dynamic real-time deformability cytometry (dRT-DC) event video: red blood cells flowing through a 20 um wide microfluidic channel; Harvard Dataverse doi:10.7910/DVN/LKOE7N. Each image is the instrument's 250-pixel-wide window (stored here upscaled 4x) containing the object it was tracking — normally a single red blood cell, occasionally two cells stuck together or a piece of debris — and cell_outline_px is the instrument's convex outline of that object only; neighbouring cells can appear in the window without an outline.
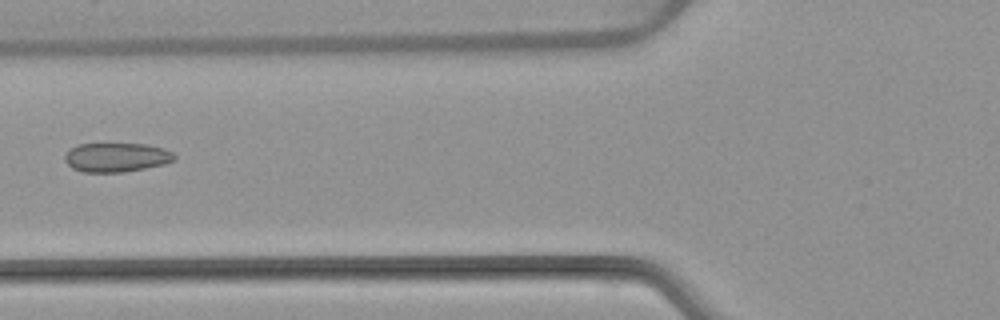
{"species": "common noctule bat (a hibernating species)", "species_latin": "Nyctalus noctula", "temperature_condition": "warm", "stored_images_in_passage": 6, "camera_frame_rate_fps": 3000, "um_per_image_px": 0.085, "animal": {"sex": "female", "body_mass_g": 22.7, "forearm_length_mm": 54.2}, "frame": {"image": 1, "passage_image": 6, "time_ms": 6.0, "image_size_px": [1000, 320], "cell_outline_px": [[176, 160], [164, 164], [124, 172], [84, 172], [72, 168], [64, 160], [64, 156], [72, 148], [80, 144], [144, 144], [164, 148], [172, 152], [176, 156]], "centroid_in_image_um": [9.92, 13.38], "position_along_channel_um": 115.9, "area_um2": 18.5}}